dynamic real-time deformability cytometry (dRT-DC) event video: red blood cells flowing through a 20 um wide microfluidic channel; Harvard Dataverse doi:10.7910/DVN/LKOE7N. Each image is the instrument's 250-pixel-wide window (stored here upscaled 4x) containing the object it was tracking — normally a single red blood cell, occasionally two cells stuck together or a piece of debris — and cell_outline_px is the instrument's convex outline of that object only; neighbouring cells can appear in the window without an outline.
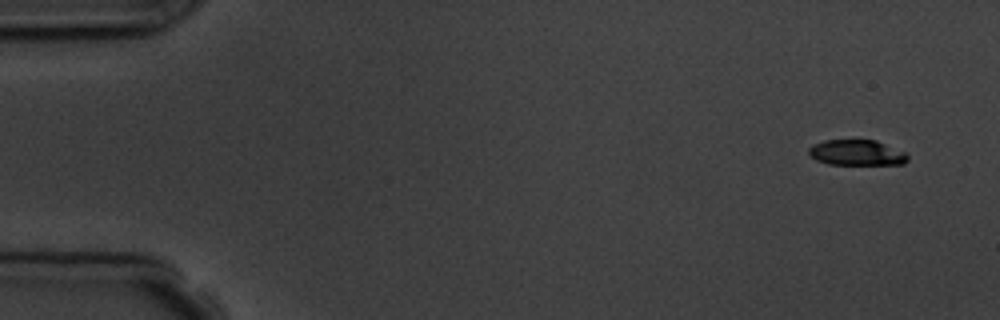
{"species": "common noctule bat (a hibernating species)", "species_latin": "Nyctalus noctula", "temperature_condition": "room temperature", "stored_images_in_passage": 4, "camera_frame_rate_fps": 3000, "um_per_image_px": 0.085, "animal": {"sex": "male", "body_mass_g": 19.5, "forearm_length_mm": 54.6}, "frame": {"image": 1, "passage_image": 1, "time_ms": 0.0, "image_size_px": [1000, 320], "cell_outline_px": [[908, 160], [904, 164], [828, 164], [816, 160], [808, 152], [808, 148], [824, 140], [876, 140], [908, 152]], "centroid_in_image_um": [72.88, 12.97], "position_along_channel_um": 12.1, "area_um2": 14.8}}
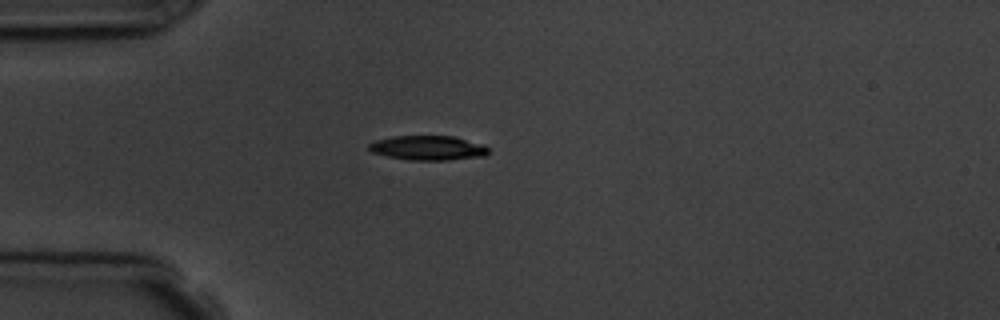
{"frame": {"image": 2, "passage_image": 4, "time_ms": 4.0, "image_size_px": [1000, 320], "cell_outline_px": [[488, 152], [484, 156], [448, 160], [408, 160], [388, 156], [372, 152], [368, 148], [368, 144], [376, 140], [392, 136], [452, 136], [484, 144], [488, 148]], "centroid_in_image_um": [36.38, 12.57], "position_along_channel_um": 48.6, "area_um2": 17.05}}